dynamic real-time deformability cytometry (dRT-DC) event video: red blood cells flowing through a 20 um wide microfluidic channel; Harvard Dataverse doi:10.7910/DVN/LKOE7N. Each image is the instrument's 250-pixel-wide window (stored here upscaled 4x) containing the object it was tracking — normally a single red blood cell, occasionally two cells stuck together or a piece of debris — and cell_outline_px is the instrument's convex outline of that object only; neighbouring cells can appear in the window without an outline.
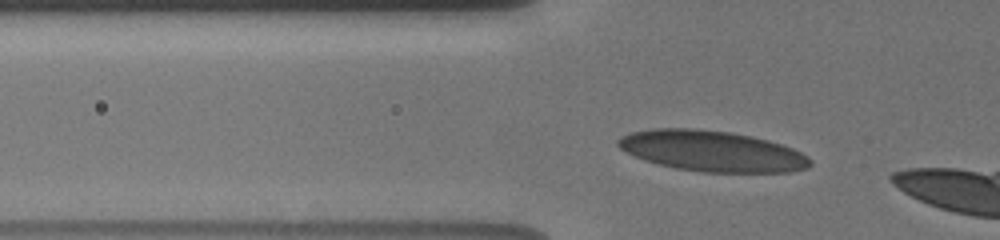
{"species": "human", "species_latin": "Homo sapiens", "temperature_condition": "cold", "stored_images_in_passage": 30, "camera_frame_rate_fps": 3000, "um_per_image_px": 0.085, "donor": {"sex": "male"}, "frame": {"image": 1, "passage_image": 3, "time_ms": 0.667, "image_size_px": [1000, 240], "cell_outline_px": [[812, 164], [808, 168], [788, 172], [700, 172], [676, 168], [644, 160], [620, 148], [616, 144], [616, 140], [620, 136], [628, 132], [652, 128], [696, 128], [728, 132], [752, 136], [768, 140], [792, 148], [808, 156], [812, 160]], "centroid_in_image_um": [60.5, 12.83], "position_along_channel_um": 65.3, "area_um2": 45.72}}
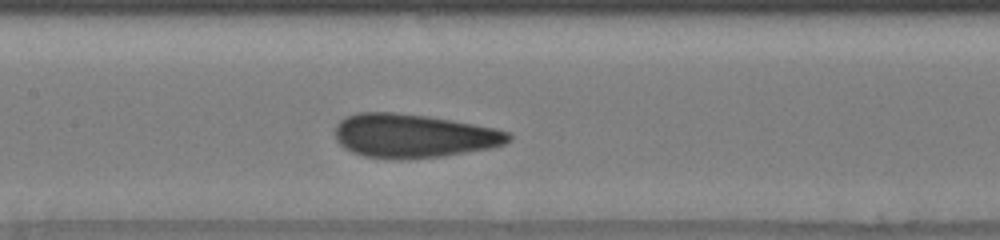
{"frame": {"image": 2, "passage_image": 12, "time_ms": 3.667, "image_size_px": [1000, 240], "cell_outline_px": [[512, 140], [504, 144], [492, 148], [444, 156], [400, 160], [364, 156], [352, 152], [344, 148], [336, 140], [336, 124], [344, 116], [356, 112], [396, 112], [428, 116], [452, 120], [496, 128], [508, 132], [512, 136]], "centroid_in_image_um": [35.14, 11.54], "position_along_channel_um": 172.3, "area_um2": 44.68}}
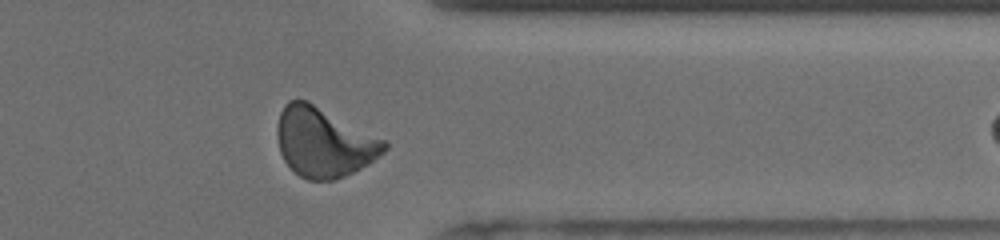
{"frame": {"image": 3, "passage_image": 29, "time_ms": 9.333, "image_size_px": [1000, 240], "cell_outline_px": [[388, 148], [380, 156], [368, 164], [344, 176], [332, 180], [308, 180], [300, 176], [284, 160], [280, 152], [276, 136], [276, 128], [280, 112], [284, 104], [288, 100], [308, 100], [388, 140]], "centroid_in_image_um": [27.55, 12.06], "position_along_channel_um": 383.9, "area_um2": 43.81}}